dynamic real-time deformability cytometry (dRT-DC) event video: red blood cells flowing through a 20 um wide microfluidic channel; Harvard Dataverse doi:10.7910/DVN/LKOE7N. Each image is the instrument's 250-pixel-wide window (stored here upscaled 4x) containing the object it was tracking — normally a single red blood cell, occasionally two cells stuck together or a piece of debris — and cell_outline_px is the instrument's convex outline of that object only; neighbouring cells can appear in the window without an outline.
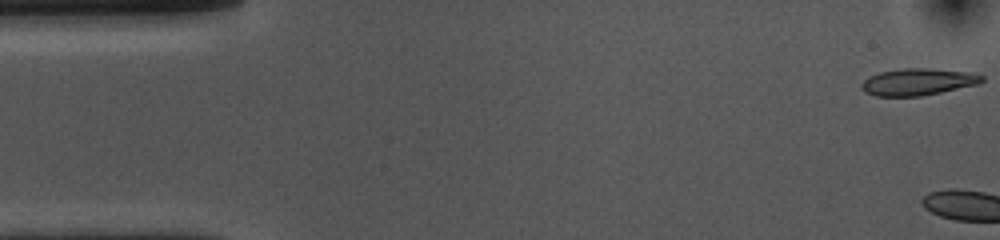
{"species": "common noctule bat (a hibernating species)", "species_latin": "Nyctalus noctula", "temperature_condition": "cold", "stored_images_in_passage": 3, "camera_frame_rate_fps": 3000, "um_per_image_px": 0.085, "animal": {"sex": "female", "body_mass_g": 10.0, "forearm_length_mm": 53.1}, "frame": {"image": 1, "passage_image": 1, "time_ms": 0.0, "image_size_px": [1000, 240], "cell_outline_px": [[984, 80], [980, 84], [920, 96], [876, 96], [864, 92], [860, 84], [864, 80], [880, 72], [904, 68], [928, 68], [972, 72], [984, 76]], "centroid_in_image_um": [78.06, 6.95], "position_along_channel_um": 6.9, "area_um2": 18.84}}